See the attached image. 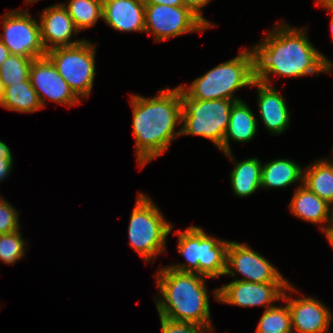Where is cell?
Segmentation results:
<instances>
[{"label":"cell","mask_w":333,"mask_h":333,"mask_svg":"<svg viewBox=\"0 0 333 333\" xmlns=\"http://www.w3.org/2000/svg\"><path fill=\"white\" fill-rule=\"evenodd\" d=\"M316 2H317V4H319V6L326 8V10L328 9V11L332 15V17H331V35L333 38V8L325 0H316Z\"/></svg>","instance_id":"cell-34"},{"label":"cell","mask_w":333,"mask_h":333,"mask_svg":"<svg viewBox=\"0 0 333 333\" xmlns=\"http://www.w3.org/2000/svg\"><path fill=\"white\" fill-rule=\"evenodd\" d=\"M302 184L333 208V163L321 159L303 172Z\"/></svg>","instance_id":"cell-21"},{"label":"cell","mask_w":333,"mask_h":333,"mask_svg":"<svg viewBox=\"0 0 333 333\" xmlns=\"http://www.w3.org/2000/svg\"><path fill=\"white\" fill-rule=\"evenodd\" d=\"M255 333H293L288 304L266 308L260 317Z\"/></svg>","instance_id":"cell-25"},{"label":"cell","mask_w":333,"mask_h":333,"mask_svg":"<svg viewBox=\"0 0 333 333\" xmlns=\"http://www.w3.org/2000/svg\"><path fill=\"white\" fill-rule=\"evenodd\" d=\"M4 158L10 159L13 161V156L11 154L10 149L8 146L0 140V161Z\"/></svg>","instance_id":"cell-33"},{"label":"cell","mask_w":333,"mask_h":333,"mask_svg":"<svg viewBox=\"0 0 333 333\" xmlns=\"http://www.w3.org/2000/svg\"><path fill=\"white\" fill-rule=\"evenodd\" d=\"M303 168L288 159H277L262 164L261 188L287 187L296 181H303Z\"/></svg>","instance_id":"cell-20"},{"label":"cell","mask_w":333,"mask_h":333,"mask_svg":"<svg viewBox=\"0 0 333 333\" xmlns=\"http://www.w3.org/2000/svg\"><path fill=\"white\" fill-rule=\"evenodd\" d=\"M211 325H212V324H209V325L205 326V327L203 328L202 333H207L208 331L213 330V329H212L213 327H212Z\"/></svg>","instance_id":"cell-38"},{"label":"cell","mask_w":333,"mask_h":333,"mask_svg":"<svg viewBox=\"0 0 333 333\" xmlns=\"http://www.w3.org/2000/svg\"><path fill=\"white\" fill-rule=\"evenodd\" d=\"M132 127L135 137L137 162L142 168L166 151L173 139L181 134L175 131L181 124V88L167 87L153 98L131 95Z\"/></svg>","instance_id":"cell-2"},{"label":"cell","mask_w":333,"mask_h":333,"mask_svg":"<svg viewBox=\"0 0 333 333\" xmlns=\"http://www.w3.org/2000/svg\"><path fill=\"white\" fill-rule=\"evenodd\" d=\"M171 231L172 225L154 202L144 193H138L128 226L129 245L148 263L164 253Z\"/></svg>","instance_id":"cell-6"},{"label":"cell","mask_w":333,"mask_h":333,"mask_svg":"<svg viewBox=\"0 0 333 333\" xmlns=\"http://www.w3.org/2000/svg\"><path fill=\"white\" fill-rule=\"evenodd\" d=\"M145 5L163 4L168 6H184L183 0H141Z\"/></svg>","instance_id":"cell-32"},{"label":"cell","mask_w":333,"mask_h":333,"mask_svg":"<svg viewBox=\"0 0 333 333\" xmlns=\"http://www.w3.org/2000/svg\"><path fill=\"white\" fill-rule=\"evenodd\" d=\"M34 59L10 54L0 65V79L4 87L29 79V72Z\"/></svg>","instance_id":"cell-26"},{"label":"cell","mask_w":333,"mask_h":333,"mask_svg":"<svg viewBox=\"0 0 333 333\" xmlns=\"http://www.w3.org/2000/svg\"><path fill=\"white\" fill-rule=\"evenodd\" d=\"M19 229L18 212L8 201L0 197V235L16 232Z\"/></svg>","instance_id":"cell-28"},{"label":"cell","mask_w":333,"mask_h":333,"mask_svg":"<svg viewBox=\"0 0 333 333\" xmlns=\"http://www.w3.org/2000/svg\"><path fill=\"white\" fill-rule=\"evenodd\" d=\"M13 161L7 158H4L0 161V181L9 175L12 170ZM8 174V175H7Z\"/></svg>","instance_id":"cell-31"},{"label":"cell","mask_w":333,"mask_h":333,"mask_svg":"<svg viewBox=\"0 0 333 333\" xmlns=\"http://www.w3.org/2000/svg\"><path fill=\"white\" fill-rule=\"evenodd\" d=\"M9 56H10V51L5 47V45L0 40V65Z\"/></svg>","instance_id":"cell-35"},{"label":"cell","mask_w":333,"mask_h":333,"mask_svg":"<svg viewBox=\"0 0 333 333\" xmlns=\"http://www.w3.org/2000/svg\"><path fill=\"white\" fill-rule=\"evenodd\" d=\"M144 19L145 32L152 33L156 42L209 28L185 6L145 5Z\"/></svg>","instance_id":"cell-9"},{"label":"cell","mask_w":333,"mask_h":333,"mask_svg":"<svg viewBox=\"0 0 333 333\" xmlns=\"http://www.w3.org/2000/svg\"><path fill=\"white\" fill-rule=\"evenodd\" d=\"M37 1H39V0H26L25 2L33 4V3L37 2Z\"/></svg>","instance_id":"cell-39"},{"label":"cell","mask_w":333,"mask_h":333,"mask_svg":"<svg viewBox=\"0 0 333 333\" xmlns=\"http://www.w3.org/2000/svg\"><path fill=\"white\" fill-rule=\"evenodd\" d=\"M20 231L0 235V260L6 264H14L25 255V240Z\"/></svg>","instance_id":"cell-27"},{"label":"cell","mask_w":333,"mask_h":333,"mask_svg":"<svg viewBox=\"0 0 333 333\" xmlns=\"http://www.w3.org/2000/svg\"><path fill=\"white\" fill-rule=\"evenodd\" d=\"M255 81L254 55L244 49L238 56L212 68L187 88L180 85L181 98L198 100L228 99L239 101L234 92Z\"/></svg>","instance_id":"cell-4"},{"label":"cell","mask_w":333,"mask_h":333,"mask_svg":"<svg viewBox=\"0 0 333 333\" xmlns=\"http://www.w3.org/2000/svg\"><path fill=\"white\" fill-rule=\"evenodd\" d=\"M80 99L90 95L95 77V46L88 40L56 47L45 55Z\"/></svg>","instance_id":"cell-8"},{"label":"cell","mask_w":333,"mask_h":333,"mask_svg":"<svg viewBox=\"0 0 333 333\" xmlns=\"http://www.w3.org/2000/svg\"><path fill=\"white\" fill-rule=\"evenodd\" d=\"M4 90H5V87L3 85L2 80L0 79V104H1L3 96H4Z\"/></svg>","instance_id":"cell-37"},{"label":"cell","mask_w":333,"mask_h":333,"mask_svg":"<svg viewBox=\"0 0 333 333\" xmlns=\"http://www.w3.org/2000/svg\"><path fill=\"white\" fill-rule=\"evenodd\" d=\"M234 102V100L228 99L182 98L180 135H196L207 138L222 151V143Z\"/></svg>","instance_id":"cell-7"},{"label":"cell","mask_w":333,"mask_h":333,"mask_svg":"<svg viewBox=\"0 0 333 333\" xmlns=\"http://www.w3.org/2000/svg\"><path fill=\"white\" fill-rule=\"evenodd\" d=\"M103 20L122 32L145 31V4L141 0H104Z\"/></svg>","instance_id":"cell-16"},{"label":"cell","mask_w":333,"mask_h":333,"mask_svg":"<svg viewBox=\"0 0 333 333\" xmlns=\"http://www.w3.org/2000/svg\"><path fill=\"white\" fill-rule=\"evenodd\" d=\"M0 106L21 113H33L44 108L29 79L5 87Z\"/></svg>","instance_id":"cell-23"},{"label":"cell","mask_w":333,"mask_h":333,"mask_svg":"<svg viewBox=\"0 0 333 333\" xmlns=\"http://www.w3.org/2000/svg\"><path fill=\"white\" fill-rule=\"evenodd\" d=\"M266 35L252 46L255 80L270 85V75L302 77L321 72L331 73L333 64L309 41L306 29L286 24Z\"/></svg>","instance_id":"cell-1"},{"label":"cell","mask_w":333,"mask_h":333,"mask_svg":"<svg viewBox=\"0 0 333 333\" xmlns=\"http://www.w3.org/2000/svg\"><path fill=\"white\" fill-rule=\"evenodd\" d=\"M289 282L255 283L234 280L214 291L216 301L241 307L263 306L267 309L272 303L282 299Z\"/></svg>","instance_id":"cell-12"},{"label":"cell","mask_w":333,"mask_h":333,"mask_svg":"<svg viewBox=\"0 0 333 333\" xmlns=\"http://www.w3.org/2000/svg\"><path fill=\"white\" fill-rule=\"evenodd\" d=\"M244 276L245 282L269 283L288 282L267 259L252 250L248 244L229 241L226 253V270L224 275Z\"/></svg>","instance_id":"cell-11"},{"label":"cell","mask_w":333,"mask_h":333,"mask_svg":"<svg viewBox=\"0 0 333 333\" xmlns=\"http://www.w3.org/2000/svg\"><path fill=\"white\" fill-rule=\"evenodd\" d=\"M74 21L79 32L96 24L99 18H103L102 0H70L68 4H62Z\"/></svg>","instance_id":"cell-24"},{"label":"cell","mask_w":333,"mask_h":333,"mask_svg":"<svg viewBox=\"0 0 333 333\" xmlns=\"http://www.w3.org/2000/svg\"><path fill=\"white\" fill-rule=\"evenodd\" d=\"M212 0H183L184 6L189 8L195 15H197L209 28L213 25L208 22L204 16L201 14L203 6L208 4Z\"/></svg>","instance_id":"cell-30"},{"label":"cell","mask_w":333,"mask_h":333,"mask_svg":"<svg viewBox=\"0 0 333 333\" xmlns=\"http://www.w3.org/2000/svg\"><path fill=\"white\" fill-rule=\"evenodd\" d=\"M39 24L41 42L46 52L56 47L74 46L84 41H70L79 30L62 3L47 7L40 14Z\"/></svg>","instance_id":"cell-15"},{"label":"cell","mask_w":333,"mask_h":333,"mask_svg":"<svg viewBox=\"0 0 333 333\" xmlns=\"http://www.w3.org/2000/svg\"><path fill=\"white\" fill-rule=\"evenodd\" d=\"M160 317L162 333H202V326L183 321H174L166 317Z\"/></svg>","instance_id":"cell-29"},{"label":"cell","mask_w":333,"mask_h":333,"mask_svg":"<svg viewBox=\"0 0 333 333\" xmlns=\"http://www.w3.org/2000/svg\"><path fill=\"white\" fill-rule=\"evenodd\" d=\"M155 278L162 295L155 303L159 316L202 327L212 324L204 276L176 271L167 266L158 270Z\"/></svg>","instance_id":"cell-3"},{"label":"cell","mask_w":333,"mask_h":333,"mask_svg":"<svg viewBox=\"0 0 333 333\" xmlns=\"http://www.w3.org/2000/svg\"><path fill=\"white\" fill-rule=\"evenodd\" d=\"M289 207L296 217L323 225L322 231L333 225V208L303 184L295 190Z\"/></svg>","instance_id":"cell-18"},{"label":"cell","mask_w":333,"mask_h":333,"mask_svg":"<svg viewBox=\"0 0 333 333\" xmlns=\"http://www.w3.org/2000/svg\"><path fill=\"white\" fill-rule=\"evenodd\" d=\"M230 172L231 185L236 196L246 197L261 188L262 163L257 158H248L237 164Z\"/></svg>","instance_id":"cell-22"},{"label":"cell","mask_w":333,"mask_h":333,"mask_svg":"<svg viewBox=\"0 0 333 333\" xmlns=\"http://www.w3.org/2000/svg\"><path fill=\"white\" fill-rule=\"evenodd\" d=\"M287 290L298 292L289 284L282 299L288 304L291 316L292 332L294 333H328L332 314L326 306L313 297L292 299Z\"/></svg>","instance_id":"cell-14"},{"label":"cell","mask_w":333,"mask_h":333,"mask_svg":"<svg viewBox=\"0 0 333 333\" xmlns=\"http://www.w3.org/2000/svg\"><path fill=\"white\" fill-rule=\"evenodd\" d=\"M323 233H325L331 247L333 248V225H330L325 231H323Z\"/></svg>","instance_id":"cell-36"},{"label":"cell","mask_w":333,"mask_h":333,"mask_svg":"<svg viewBox=\"0 0 333 333\" xmlns=\"http://www.w3.org/2000/svg\"><path fill=\"white\" fill-rule=\"evenodd\" d=\"M260 117L265 127L275 134L285 131L289 125L290 112L281 94L271 85L255 80Z\"/></svg>","instance_id":"cell-17"},{"label":"cell","mask_w":333,"mask_h":333,"mask_svg":"<svg viewBox=\"0 0 333 333\" xmlns=\"http://www.w3.org/2000/svg\"><path fill=\"white\" fill-rule=\"evenodd\" d=\"M177 234L178 252L184 256L187 263L173 264L168 266L169 268L197 273L206 278H219L225 274L229 241L209 236L198 226H190Z\"/></svg>","instance_id":"cell-5"},{"label":"cell","mask_w":333,"mask_h":333,"mask_svg":"<svg viewBox=\"0 0 333 333\" xmlns=\"http://www.w3.org/2000/svg\"><path fill=\"white\" fill-rule=\"evenodd\" d=\"M257 123L254 113L244 101H235L231 107L230 119L227 131L222 143L223 153L234 162L229 144L230 140L235 142H249L257 134Z\"/></svg>","instance_id":"cell-19"},{"label":"cell","mask_w":333,"mask_h":333,"mask_svg":"<svg viewBox=\"0 0 333 333\" xmlns=\"http://www.w3.org/2000/svg\"><path fill=\"white\" fill-rule=\"evenodd\" d=\"M3 34L0 40L10 54L38 59L46 55L41 42L40 24L28 11L13 10L2 15Z\"/></svg>","instance_id":"cell-10"},{"label":"cell","mask_w":333,"mask_h":333,"mask_svg":"<svg viewBox=\"0 0 333 333\" xmlns=\"http://www.w3.org/2000/svg\"><path fill=\"white\" fill-rule=\"evenodd\" d=\"M333 8V0H325Z\"/></svg>","instance_id":"cell-40"},{"label":"cell","mask_w":333,"mask_h":333,"mask_svg":"<svg viewBox=\"0 0 333 333\" xmlns=\"http://www.w3.org/2000/svg\"><path fill=\"white\" fill-rule=\"evenodd\" d=\"M29 80L38 95L42 107H45L46 98L66 106L80 102V99L74 94L46 56L32 61Z\"/></svg>","instance_id":"cell-13"}]
</instances>
